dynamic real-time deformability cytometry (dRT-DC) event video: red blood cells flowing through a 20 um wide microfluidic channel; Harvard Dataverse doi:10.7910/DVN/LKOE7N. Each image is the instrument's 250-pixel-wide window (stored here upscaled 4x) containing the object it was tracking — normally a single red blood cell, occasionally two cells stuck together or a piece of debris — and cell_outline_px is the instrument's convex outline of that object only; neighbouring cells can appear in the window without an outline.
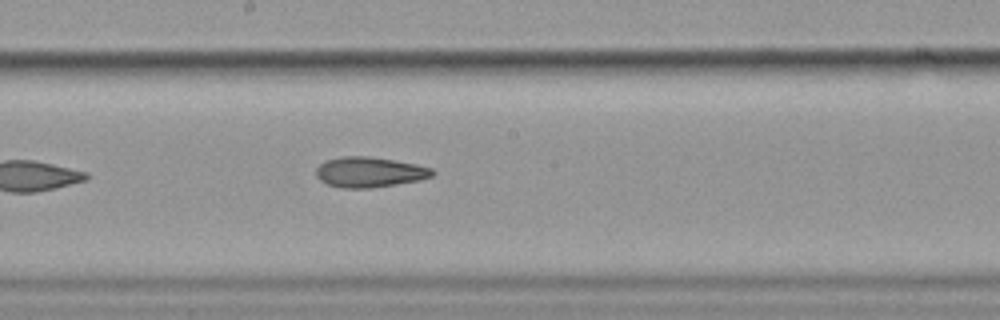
{"species": "common noctule bat (a hibernating species)", "species_latin": "Nyctalus noctula", "temperature_condition": "cold", "stored_images_in_passage": 8, "camera_frame_rate_fps": 3000, "um_per_image_px": 0.085, "animal": {"sex": "female", "body_mass_g": 19.9}, "frame": {"image": 1, "passage_image": 8, "time_ms": 9.0, "image_size_px": [1000, 320], "cell_outline_px": [[436, 172], [432, 176], [420, 180], [368, 188], [340, 188], [328, 184], [320, 180], [316, 176], [316, 168], [324, 160], [340, 156], [368, 156], [416, 164], [432, 168]], "centroid_in_image_um": [31.38, 14.62], "position_along_channel_um": 216.8, "area_um2": 20.52}}